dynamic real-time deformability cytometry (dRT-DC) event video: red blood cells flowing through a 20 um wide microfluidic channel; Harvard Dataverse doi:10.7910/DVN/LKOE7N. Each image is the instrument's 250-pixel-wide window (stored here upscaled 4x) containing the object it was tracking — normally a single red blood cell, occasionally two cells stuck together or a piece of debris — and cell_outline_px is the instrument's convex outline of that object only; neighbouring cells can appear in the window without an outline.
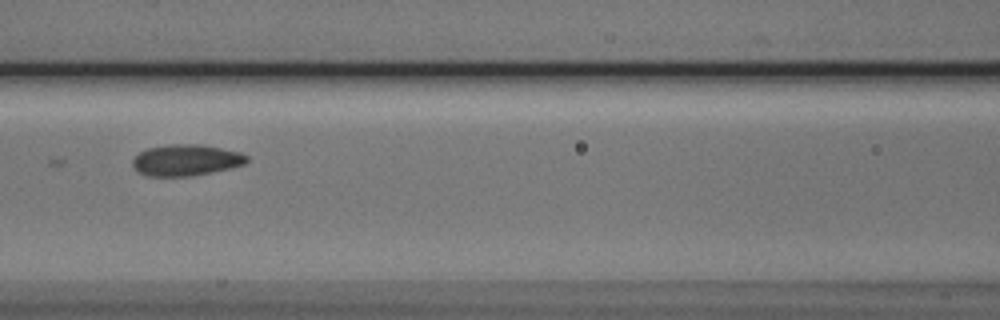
{"species": "Egyptian fruit bat (a non-hibernating species)", "species_latin": "Rousettus aegyptiacus", "temperature_condition": "cold", "stored_images_in_passage": 4, "camera_frame_rate_fps": 3000, "um_per_image_px": 0.085, "animal": {"sex": "male"}, "frame": {"image": 1, "passage_image": 3, "time_ms": 2.333, "image_size_px": [1000, 320], "cell_outline_px": [[248, 160], [244, 164], [232, 168], [192, 176], [148, 176], [136, 172], [132, 164], [132, 160], [140, 152], [148, 148], [168, 144], [200, 144], [240, 152], [248, 156]], "centroid_in_image_um": [15.8, 13.61], "position_along_channel_um": 150.8, "area_um2": 20.92}}
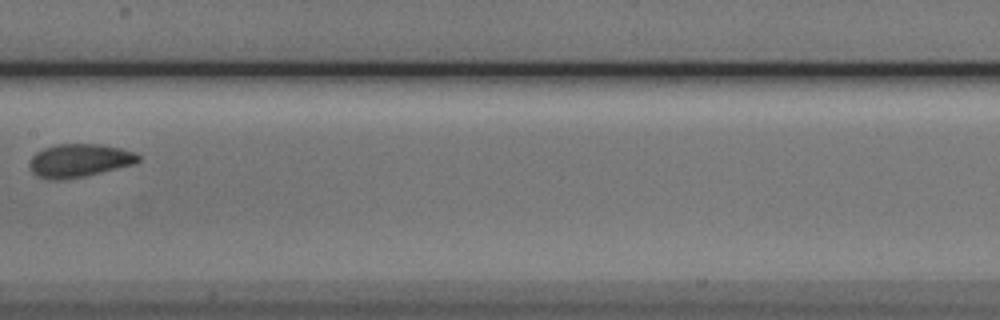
{"frame": {"image": 2, "passage_image": 4, "time_ms": 3.667, "image_size_px": [1000, 320], "cell_outline_px": [[140, 160], [136, 164], [84, 176], [56, 180], [48, 180], [36, 176], [28, 168], [28, 160], [36, 152], [44, 148], [56, 144], [100, 144], [120, 148], [136, 152], [140, 156]], "centroid_in_image_um": [6.71, 13.64], "position_along_channel_um": 200.7, "area_um2": 21.33}}